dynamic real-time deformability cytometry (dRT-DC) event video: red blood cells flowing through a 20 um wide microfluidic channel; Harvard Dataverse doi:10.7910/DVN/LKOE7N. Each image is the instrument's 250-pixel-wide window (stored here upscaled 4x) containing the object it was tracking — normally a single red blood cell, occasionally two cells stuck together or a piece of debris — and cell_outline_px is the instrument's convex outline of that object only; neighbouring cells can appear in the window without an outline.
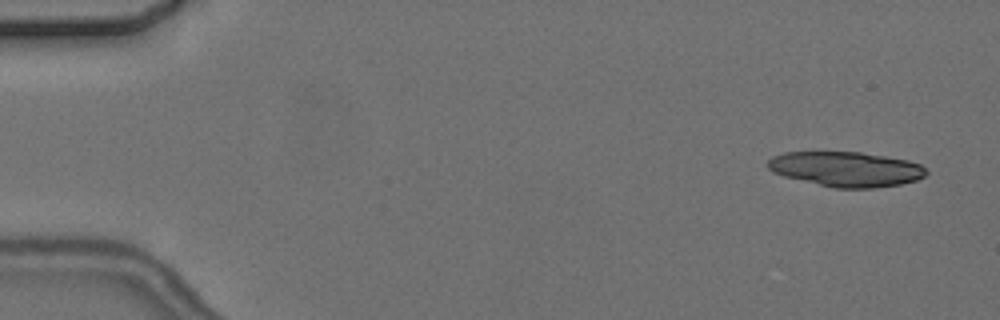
{"species": "common noctule bat (a hibernating species)", "species_latin": "Nyctalus noctula", "temperature_condition": "cold", "stored_images_in_passage": 14, "camera_frame_rate_fps": 3000, "um_per_image_px": 0.085, "animal": {"sex": "female", "body_mass_g": 24.6, "forearm_length_mm": 56.2}, "frame": {"image": 1, "passage_image": 1, "time_ms": 0.0, "image_size_px": [1000, 320], "cell_outline_px": [[928, 172], [924, 176], [916, 180], [900, 184], [872, 188], [836, 188], [784, 176], [772, 172], [768, 168], [768, 160], [772, 156], [784, 152], [860, 152], [908, 160], [920, 164]], "centroid_in_image_um": [71.91, 14.37], "position_along_channel_um": 13.1, "area_um2": 32.02}}
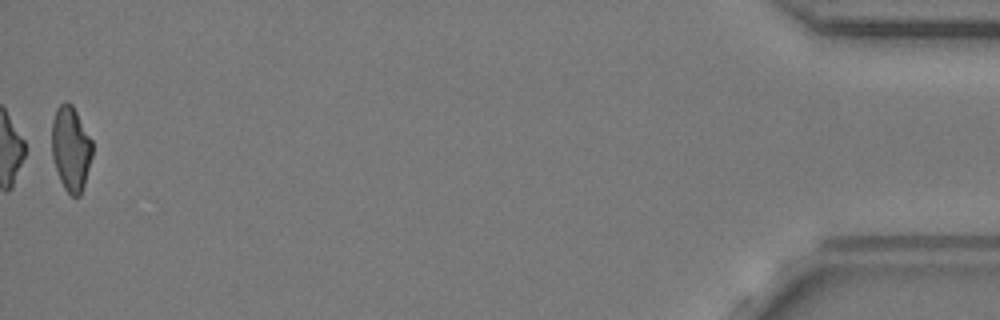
{"frame": {"image": 2, "passage_image": 14, "time_ms": 17.667, "image_size_px": [1000, 320], "cell_outline_px": [[92, 156], [84, 184], [80, 196], [72, 196], [64, 188], [60, 180], [52, 156], [52, 120], [56, 108], [64, 100], [68, 100], [72, 104], [92, 140]], "centroid_in_image_um": [6.01, 12.59], "position_along_channel_um": 429.2, "area_um2": 20.0}, "authors_computed_cell_mechanics": {"area_um2": 21.2126, "velocity_mm_per_s": 3.6219, "shape_relaxation_time_tau1_ms": 2.2486, "shape_relaxation_time_tau2_ms": null, "deformation_change_tau1": 0.1628, "deformation_change_tau2": null}}